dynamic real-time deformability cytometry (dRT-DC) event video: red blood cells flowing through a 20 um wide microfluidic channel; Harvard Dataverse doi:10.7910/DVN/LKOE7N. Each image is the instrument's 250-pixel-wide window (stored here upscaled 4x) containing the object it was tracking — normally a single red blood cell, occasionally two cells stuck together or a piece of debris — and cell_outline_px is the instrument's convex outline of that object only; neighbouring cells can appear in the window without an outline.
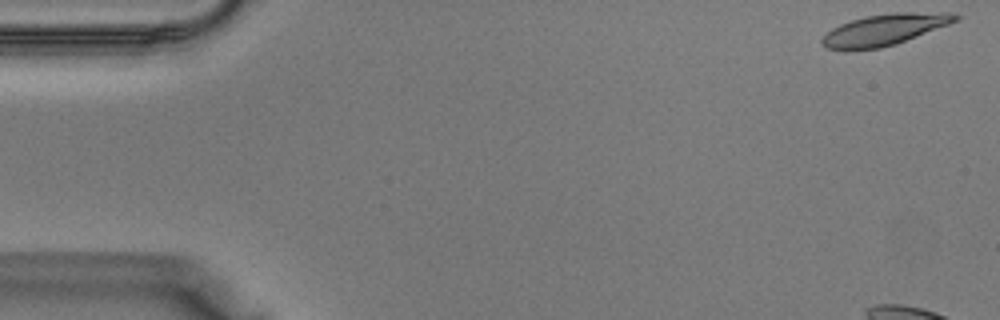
{"species": "Egyptian fruit bat (a non-hibernating species)", "species_latin": "Rousettus aegyptiacus", "temperature_condition": "warm", "stored_images_in_passage": 6, "camera_frame_rate_fps": 3000, "um_per_image_px": 0.085, "animal": {"sex": "male"}, "frame": {"image": 1, "passage_image": 1, "time_ms": 0.0, "image_size_px": [1000, 320], "cell_outline_px": [[960, 16], [956, 20], [948, 24], [896, 44], [880, 48], [844, 52], [824, 48], [820, 44], [820, 40], [832, 28], [840, 24], [864, 16], [892, 12], [956, 12]], "centroid_in_image_um": [75.11, 2.54], "position_along_channel_um": 9.9, "area_um2": 24.74}}